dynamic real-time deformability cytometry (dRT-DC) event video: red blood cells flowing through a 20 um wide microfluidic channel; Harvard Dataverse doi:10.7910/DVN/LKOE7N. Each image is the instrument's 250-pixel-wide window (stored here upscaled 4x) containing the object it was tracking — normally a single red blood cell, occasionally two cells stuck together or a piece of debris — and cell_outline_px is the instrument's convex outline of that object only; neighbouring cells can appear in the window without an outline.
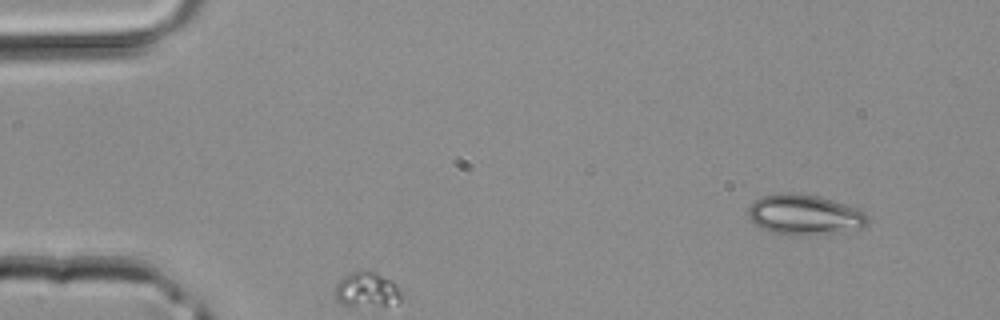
{"species": "common noctule bat (a hibernating species)", "species_latin": "Nyctalus noctula", "temperature_condition": "room temperature", "stored_images_in_passage": 28, "segment_of_instrument_passage": [2, 2], "camera_frame_rate_fps": 3000, "um_per_image_px": 0.085, "animal": {"sex": "male", "body_mass_g": 20.4}, "frame": {"image": 1, "passage_image": 4, "time_ms": 1.0, "image_size_px": [1000, 320], "cell_outline_px": [[400, 300], [384, 304], [340, 304], [336, 300], [336, 284], [344, 276], [352, 272], [376, 272], [396, 284], [400, 292]], "centroid_in_image_um": [31.14, 24.59], "position_along_channel_um": 53.9, "area_um2": 12.6}}